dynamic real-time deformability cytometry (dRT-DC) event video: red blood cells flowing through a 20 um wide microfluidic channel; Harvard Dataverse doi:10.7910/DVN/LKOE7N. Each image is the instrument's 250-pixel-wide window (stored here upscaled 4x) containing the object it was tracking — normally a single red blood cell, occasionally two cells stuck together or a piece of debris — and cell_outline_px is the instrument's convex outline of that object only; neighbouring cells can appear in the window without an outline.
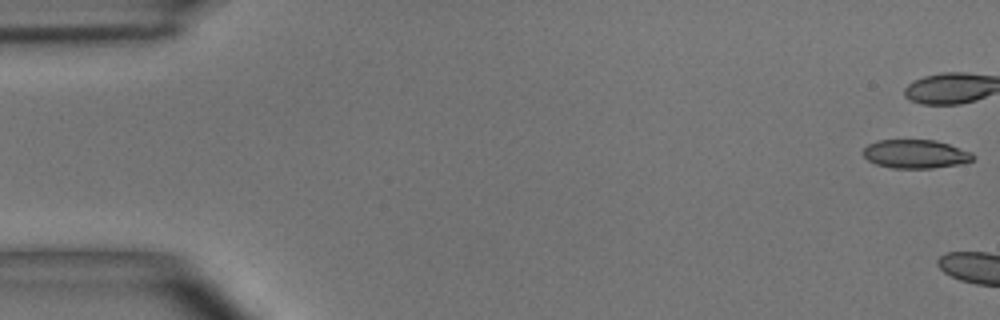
{"species": "common noctule bat (a hibernating species)", "species_latin": "Nyctalus noctula", "temperature_condition": "room temperature", "stored_images_in_passage": 6, "camera_frame_rate_fps": 3000, "um_per_image_px": 0.085, "animal": {"sex": "male", "body_mass_g": 15.6}, "frame": {"image": 1, "passage_image": 1, "time_ms": 0.0, "image_size_px": [1000, 320], "cell_outline_px": [[976, 156], [972, 160], [960, 164], [932, 168], [892, 168], [876, 164], [868, 160], [860, 152], [868, 144], [880, 140], [936, 140], [972, 152]], "centroid_in_image_um": [77.81, 13.09], "position_along_channel_um": 7.2, "area_um2": 18.38}}
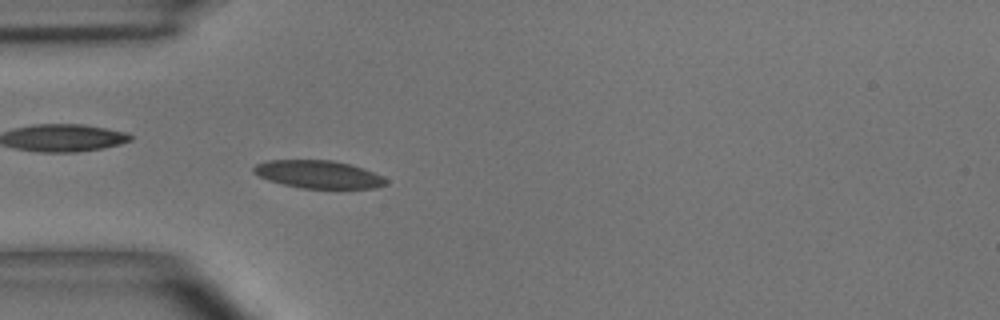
{"frame": {"image": 2, "passage_image": 6, "time_ms": 6.0, "image_size_px": [1000, 320], "cell_outline_px": [[388, 184], [376, 188], [300, 188], [268, 180], [252, 172], [252, 168], [256, 164], [268, 160], [332, 160], [364, 168], [388, 180]], "centroid_in_image_um": [27.05, 14.82], "position_along_channel_um": 57.9, "area_um2": 21.33}}